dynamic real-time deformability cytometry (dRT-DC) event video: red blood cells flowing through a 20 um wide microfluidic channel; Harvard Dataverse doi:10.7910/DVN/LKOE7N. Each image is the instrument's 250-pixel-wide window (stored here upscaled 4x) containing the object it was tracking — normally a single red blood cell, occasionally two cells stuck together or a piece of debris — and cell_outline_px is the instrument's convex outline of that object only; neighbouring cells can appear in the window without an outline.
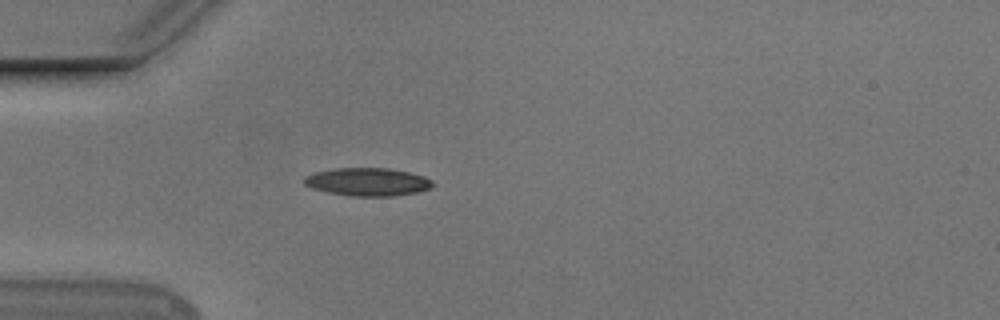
{"species": "Egyptian fruit bat (a non-hibernating species)", "species_latin": "Rousettus aegyptiacus", "temperature_condition": "cold", "stored_images_in_passage": 46, "camera_frame_rate_fps": 3000, "um_per_image_px": 0.085, "animal": {"sex": "male"}, "frame": {"image": 1, "passage_image": 7, "time_ms": 2.0, "image_size_px": [1000, 320], "cell_outline_px": [[436, 184], [432, 188], [416, 192], [392, 196], [352, 196], [328, 192], [312, 188], [304, 184], [304, 176], [312, 172], [336, 168], [388, 168], [408, 172], [424, 176], [432, 180]], "centroid_in_image_um": [31.25, 15.45], "position_along_channel_um": 53.7, "area_um2": 21.1}}
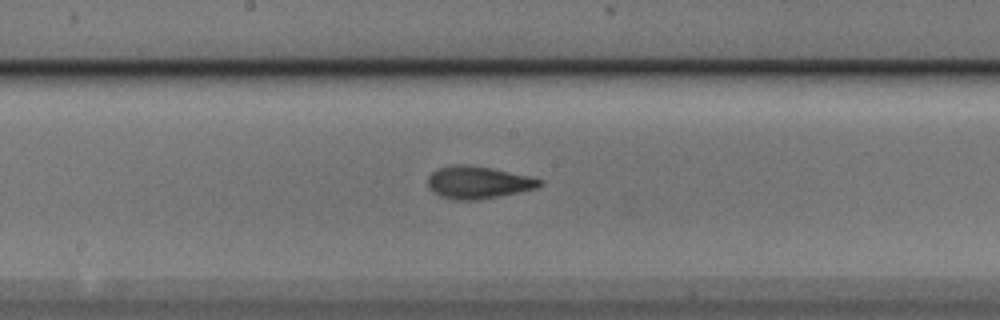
{"frame": {"image": 2, "passage_image": 20, "time_ms": 6.333, "image_size_px": [1000, 320], "cell_outline_px": [[544, 184], [536, 188], [520, 192], [500, 196], [476, 200], [456, 200], [440, 196], [432, 192], [428, 188], [428, 176], [432, 172], [440, 168], [456, 164], [464, 164], [492, 168], [532, 176], [544, 180]], "centroid_in_image_um": [40.67, 15.51], "position_along_channel_um": 207.5, "area_um2": 21.33}}
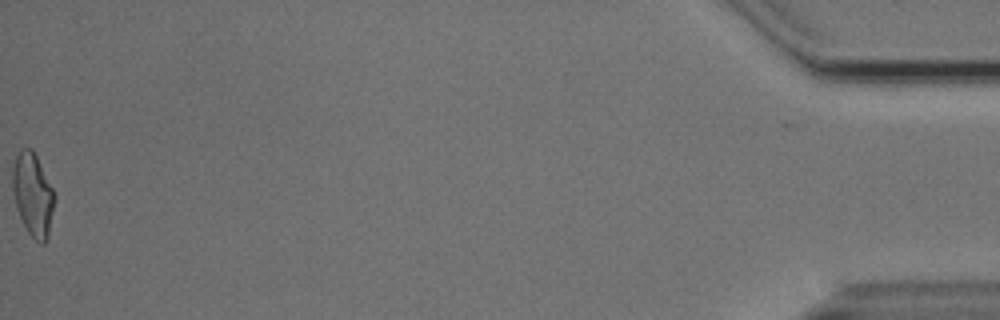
{"frame": {"image": 3, "passage_image": 46, "time_ms": 15.0, "image_size_px": [1000, 320], "cell_outline_px": [[56, 200], [48, 236], [44, 244], [40, 244], [28, 232], [16, 208], [12, 192], [12, 168], [16, 156], [20, 148], [32, 148], [56, 196]], "centroid_in_image_um": [2.79, 16.54], "position_along_channel_um": 432.4, "area_um2": 20.35}, "authors_computed_cell_mechanics": {"area_um2": 20.2011, "velocity_mm_per_s": 3.7554, "shape_relaxation_time_tau1_ms": 4.425, "shape_relaxation_time_tau2_ms": 2.1, "deformation_change_tau1": 0.1649, "deformation_change_tau2": 0.0832}}